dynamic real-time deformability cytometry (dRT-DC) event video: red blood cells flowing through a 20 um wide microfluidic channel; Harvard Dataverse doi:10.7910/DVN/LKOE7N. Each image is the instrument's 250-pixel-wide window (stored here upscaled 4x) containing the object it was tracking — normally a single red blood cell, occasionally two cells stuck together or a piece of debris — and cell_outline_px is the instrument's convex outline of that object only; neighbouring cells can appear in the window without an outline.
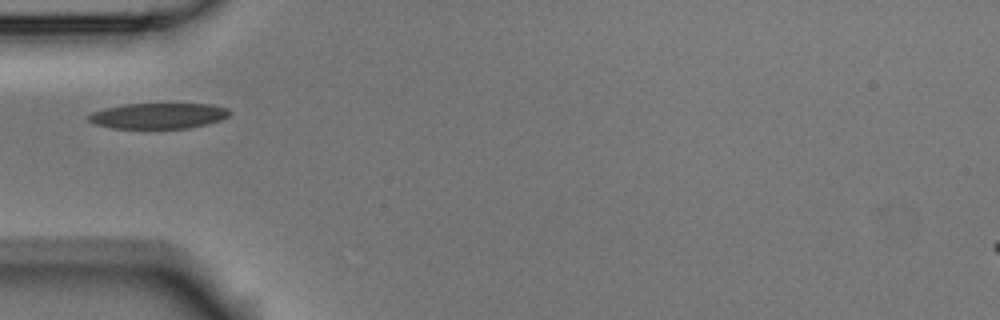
{"species": "Egyptian fruit bat (a non-hibernating species)", "species_latin": "Rousettus aegyptiacus", "temperature_condition": "room temperature", "stored_images_in_passage": 1, "camera_frame_rate_fps": 3000, "um_per_image_px": 0.085, "animal": {"sex": "male"}, "frame": {"image": 1, "passage_image": 1, "time_ms": 0.0, "image_size_px": [1000, 320], "cell_outline_px": [[232, 112], [228, 116], [220, 120], [208, 124], [188, 128], [112, 128], [96, 124], [88, 120], [88, 116], [92, 112], [104, 108], [124, 104], [212, 104], [228, 108]], "centroid_in_image_um": [13.49, 9.84], "position_along_channel_um": 71.5, "area_um2": 21.1}}